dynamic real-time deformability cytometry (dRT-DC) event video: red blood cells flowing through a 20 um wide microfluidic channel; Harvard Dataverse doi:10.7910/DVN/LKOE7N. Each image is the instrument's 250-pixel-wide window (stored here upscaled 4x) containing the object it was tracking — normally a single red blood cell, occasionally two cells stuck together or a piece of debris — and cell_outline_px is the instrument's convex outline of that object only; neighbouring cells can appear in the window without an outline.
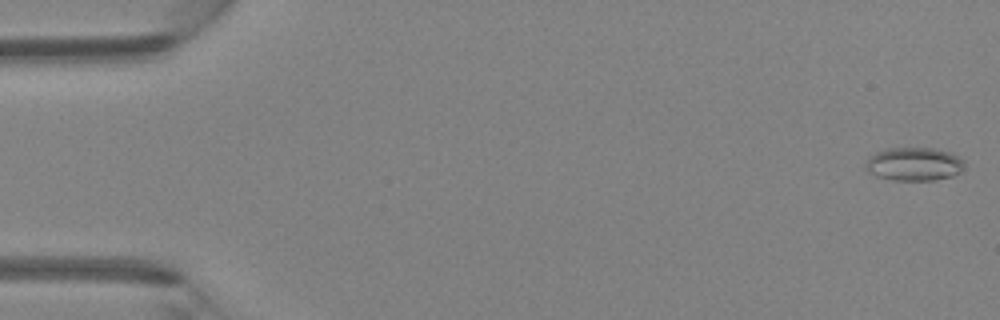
{"species": "Egyptian fruit bat (a non-hibernating species)", "species_latin": "Rousettus aegyptiacus", "temperature_condition": "room temperature", "stored_images_in_passage": 46, "camera_frame_rate_fps": 3000, "um_per_image_px": 0.085, "animal": {"sex": "female"}, "frame": {"image": 1, "passage_image": 1, "time_ms": 0.0, "image_size_px": [1000, 320], "cell_outline_px": [[964, 168], [960, 172], [952, 176], [936, 180], [892, 180], [876, 176], [868, 172], [864, 168], [864, 164], [868, 156], [876, 152], [888, 148], [932, 148], [948, 152], [964, 160]], "centroid_in_image_um": [77.65, 13.95], "position_along_channel_um": 7.4, "area_um2": 19.36}}
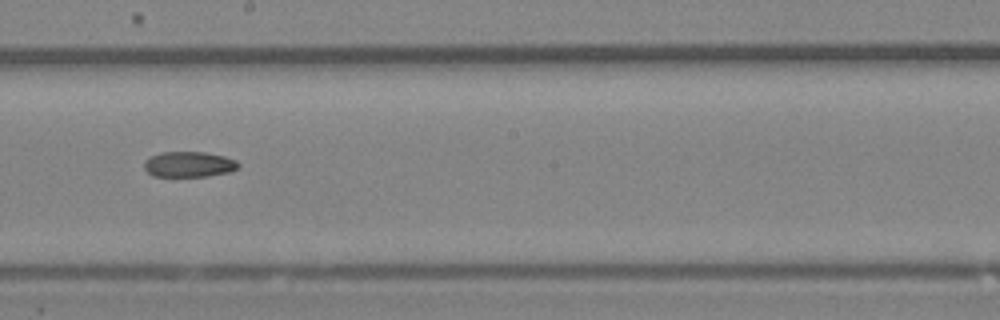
{"frame": {"image": 2, "passage_image": 26, "time_ms": 8.333, "image_size_px": [1000, 320], "cell_outline_px": [[240, 164], [236, 168], [228, 172], [208, 176], [152, 176], [144, 168], [144, 160], [148, 156], [160, 152], [204, 152], [224, 156], [236, 160]], "centroid_in_image_um": [16.01, 13.96], "position_along_channel_um": 232.2, "area_um2": 14.05}}
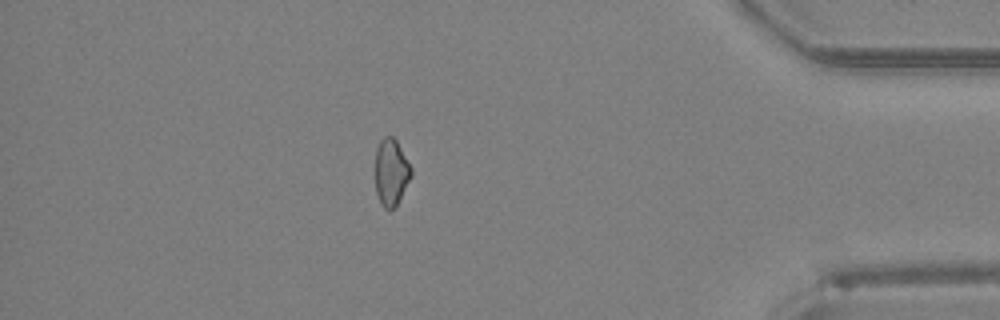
{"frame": {"image": 3, "passage_image": 40, "time_ms": 13.0, "image_size_px": [1000, 320], "cell_outline_px": [[412, 176], [396, 204], [388, 212], [380, 204], [376, 192], [376, 148], [380, 140], [384, 136], [392, 136], [396, 140], [412, 168]], "centroid_in_image_um": [33.24, 14.64], "position_along_channel_um": 402.0, "area_um2": 13.93}}